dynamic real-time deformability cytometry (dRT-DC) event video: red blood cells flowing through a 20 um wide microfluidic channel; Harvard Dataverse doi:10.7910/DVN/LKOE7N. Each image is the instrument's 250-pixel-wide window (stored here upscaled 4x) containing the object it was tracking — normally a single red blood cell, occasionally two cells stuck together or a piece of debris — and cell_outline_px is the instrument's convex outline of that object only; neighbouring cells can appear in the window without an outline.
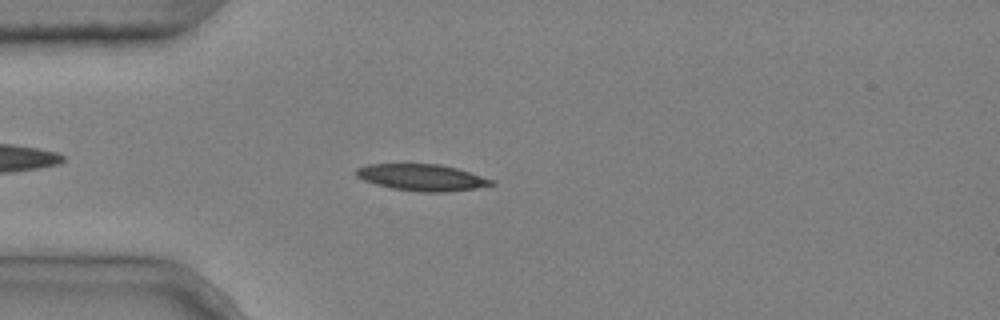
{"species": "common noctule bat (a hibernating species)", "species_latin": "Nyctalus noctula", "temperature_condition": "cold", "stored_images_in_passage": 4, "camera_frame_rate_fps": 3000, "um_per_image_px": 0.085, "animal": {"sex": "male", "body_mass_g": 20.4}, "frame": {"image": 1, "passage_image": 3, "time_ms": 0.667, "image_size_px": [1000, 320], "cell_outline_px": [[496, 184], [476, 188], [448, 192], [420, 192], [392, 188], [376, 184], [364, 180], [356, 176], [356, 168], [368, 164], [440, 164], [456, 168], [496, 180]], "centroid_in_image_um": [35.9, 15.08], "position_along_channel_um": 49.1, "area_um2": 20.98}}